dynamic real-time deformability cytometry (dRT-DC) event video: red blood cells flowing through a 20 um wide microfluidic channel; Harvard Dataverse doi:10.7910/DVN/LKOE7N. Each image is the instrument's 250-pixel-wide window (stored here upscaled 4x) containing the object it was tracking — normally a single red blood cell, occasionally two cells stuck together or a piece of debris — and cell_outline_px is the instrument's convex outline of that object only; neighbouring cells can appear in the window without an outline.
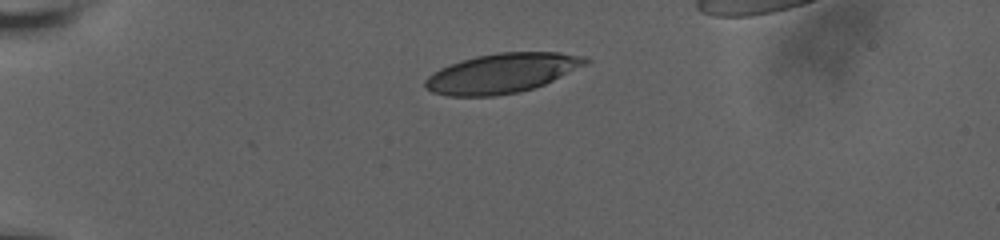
{"species": "human", "species_latin": "Homo sapiens", "temperature_condition": "room temperature", "stored_images_in_passage": 10, "camera_frame_rate_fps": 3000, "um_per_image_px": 0.085, "donor": {"sex": "male"}, "frame": {"image": 1, "passage_image": 1, "time_ms": 0.0, "image_size_px": [1000, 240], "cell_outline_px": [[592, 60], [588, 64], [544, 84], [520, 92], [496, 96], [448, 96], [432, 92], [424, 88], [424, 80], [428, 76], [440, 68], [476, 56], [496, 52], [560, 52], [588, 56]], "centroid_in_image_um": [42.7, 6.22], "position_along_channel_um": 42.3, "area_um2": 37.17}}
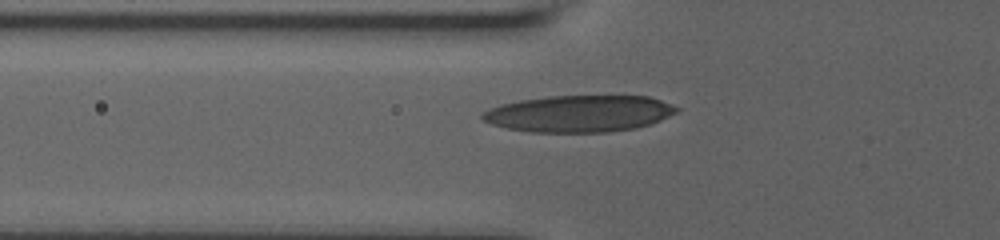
{"frame": {"image": 2, "passage_image": 6, "time_ms": 2.333, "image_size_px": [1000, 240], "cell_outline_px": [[680, 108], [676, 112], [652, 124], [636, 128], [608, 132], [532, 132], [508, 128], [492, 124], [484, 120], [480, 116], [484, 112], [500, 104], [520, 100], [548, 96], [648, 96], [672, 104]], "centroid_in_image_um": [49.26, 9.66], "position_along_channel_um": 76.5, "area_um2": 41.38}}
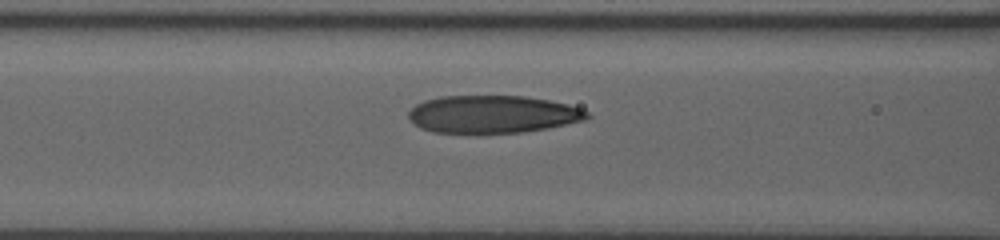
{"frame": {"image": 3, "passage_image": 9, "time_ms": 3.667, "image_size_px": [1000, 240], "cell_outline_px": [[592, 116], [584, 120], [544, 128], [520, 132], [432, 132], [420, 128], [408, 116], [408, 112], [416, 104], [424, 100], [440, 96], [524, 96], [548, 100], [568, 104], [580, 108], [588, 112]], "centroid_in_image_um": [41.86, 9.69], "position_along_channel_um": 124.7, "area_um2": 38.67}}